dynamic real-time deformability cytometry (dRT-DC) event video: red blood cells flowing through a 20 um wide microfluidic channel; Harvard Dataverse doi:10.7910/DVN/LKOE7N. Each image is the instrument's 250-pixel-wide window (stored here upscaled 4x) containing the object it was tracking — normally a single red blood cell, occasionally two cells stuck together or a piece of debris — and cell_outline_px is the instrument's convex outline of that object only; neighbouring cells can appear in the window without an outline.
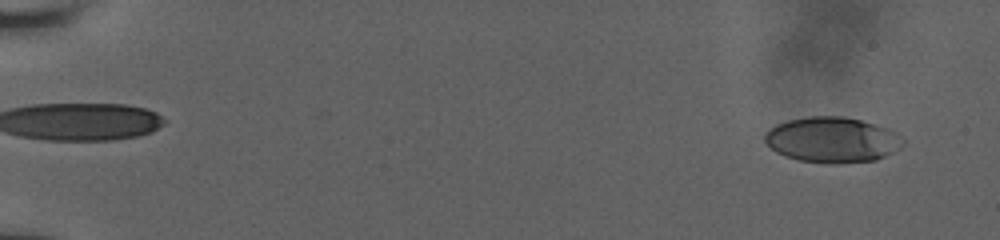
{"species": "human", "species_latin": "Homo sapiens", "temperature_condition": "room temperature", "stored_images_in_passage": 50, "camera_frame_rate_fps": 3000, "um_per_image_px": 0.085, "donor": {"sex": "male"}, "frame": {"image": 1, "passage_image": 3, "time_ms": 1.333, "image_size_px": [1000, 240], "cell_outline_px": [[904, 144], [900, 148], [876, 160], [836, 164], [832, 164], [796, 160], [784, 156], [776, 152], [764, 140], [764, 136], [776, 124], [788, 120], [808, 116], [844, 116], [876, 124], [888, 128], [896, 132], [904, 140]], "centroid_in_image_um": [70.76, 11.89], "position_along_channel_um": 14.2, "area_um2": 36.76}}
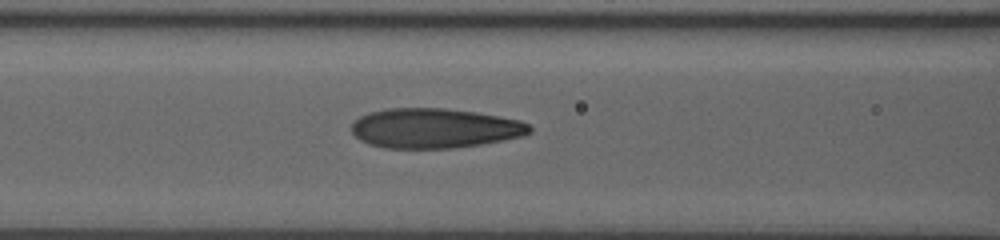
{"frame": {"image": 2, "passage_image": 30, "time_ms": 8.667, "image_size_px": [1000, 240], "cell_outline_px": [[532, 132], [524, 136], [504, 140], [456, 148], [384, 148], [368, 144], [360, 140], [352, 132], [352, 124], [360, 116], [368, 112], [388, 108], [444, 108], [476, 112], [520, 120], [528, 124], [532, 128]], "centroid_in_image_um": [36.95, 10.9], "position_along_channel_um": 129.7, "area_um2": 41.44}}
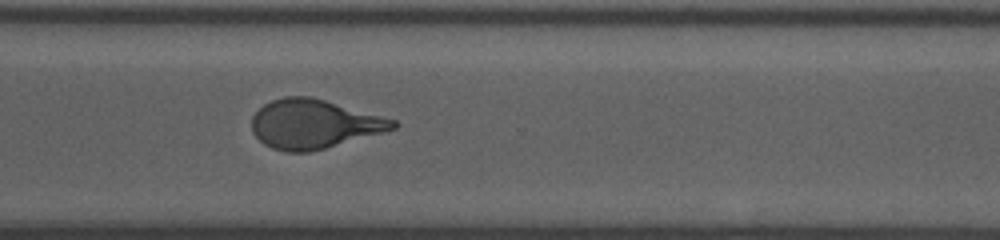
{"frame": {"image": 3, "passage_image": 49, "time_ms": 14.0, "image_size_px": [1000, 240], "cell_outline_px": [[396, 128], [324, 148], [308, 152], [284, 152], [272, 148], [264, 144], [252, 132], [252, 116], [264, 104], [272, 100], [284, 96], [312, 96], [396, 120]], "centroid_in_image_um": [26.64, 10.53], "position_along_channel_um": 344.0, "area_um2": 40.0}}